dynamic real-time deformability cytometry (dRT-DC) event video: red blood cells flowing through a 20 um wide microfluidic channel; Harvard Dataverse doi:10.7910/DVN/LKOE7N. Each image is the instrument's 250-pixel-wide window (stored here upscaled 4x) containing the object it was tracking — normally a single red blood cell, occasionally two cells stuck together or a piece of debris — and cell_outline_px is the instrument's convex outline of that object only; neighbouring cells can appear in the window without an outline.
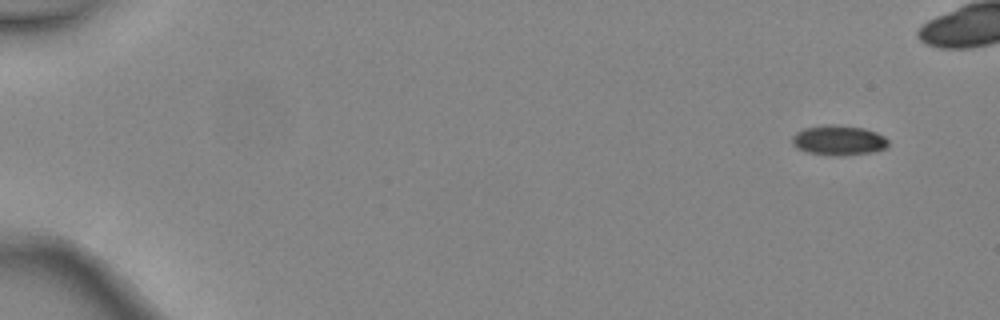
{"species": "common noctule bat (a hibernating species)", "species_latin": "Nyctalus noctula", "temperature_condition": "warm", "stored_images_in_passage": 5, "camera_frame_rate_fps": 3000, "um_per_image_px": 0.085, "animal": {"sex": "female", "body_mass_g": 24.6, "forearm_length_mm": 56.2}, "frame": {"image": 1, "passage_image": 1, "time_ms": 0.0, "image_size_px": [1000, 320], "cell_outline_px": [[888, 148], [872, 152], [844, 156], [828, 156], [804, 152], [796, 148], [792, 144], [792, 136], [796, 132], [804, 128], [828, 124], [836, 124], [864, 128], [876, 132], [884, 136], [888, 140]], "centroid_in_image_um": [71.27, 11.94], "position_along_channel_um": 13.7, "area_um2": 17.22}}